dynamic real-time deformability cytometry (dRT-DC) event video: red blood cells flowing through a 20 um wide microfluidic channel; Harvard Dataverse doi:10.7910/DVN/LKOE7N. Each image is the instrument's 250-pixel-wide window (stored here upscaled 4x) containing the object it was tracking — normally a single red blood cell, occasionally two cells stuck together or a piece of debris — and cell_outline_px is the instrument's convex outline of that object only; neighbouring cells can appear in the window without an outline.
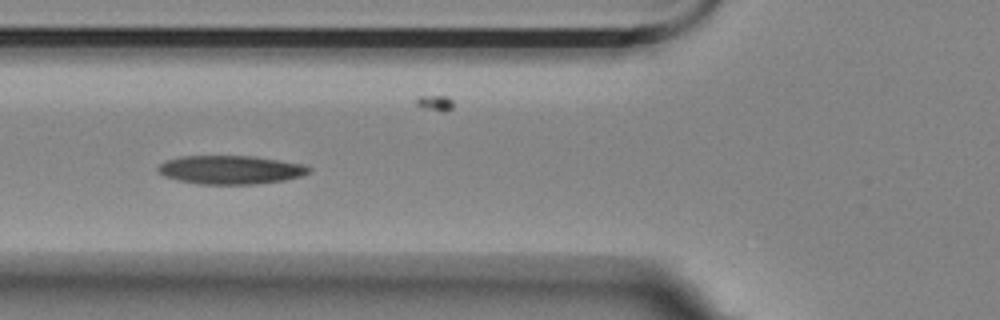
{"species": "Egyptian fruit bat (a non-hibernating species)", "species_latin": "Rousettus aegyptiacus", "temperature_condition": "room temperature", "stored_images_in_passage": 12, "camera_frame_rate_fps": 3000, "um_per_image_px": 0.085, "animal": {"sex": "female"}, "frame": {"image": 1, "passage_image": 2, "time_ms": 0.333, "image_size_px": [1000, 320], "cell_outline_px": [[312, 168], [308, 172], [300, 176], [284, 180], [256, 184], [200, 184], [180, 180], [164, 176], [156, 168], [164, 160], [180, 156], [252, 156], [304, 164]], "centroid_in_image_um": [19.58, 14.42], "position_along_channel_um": 106.2, "area_um2": 25.03}}
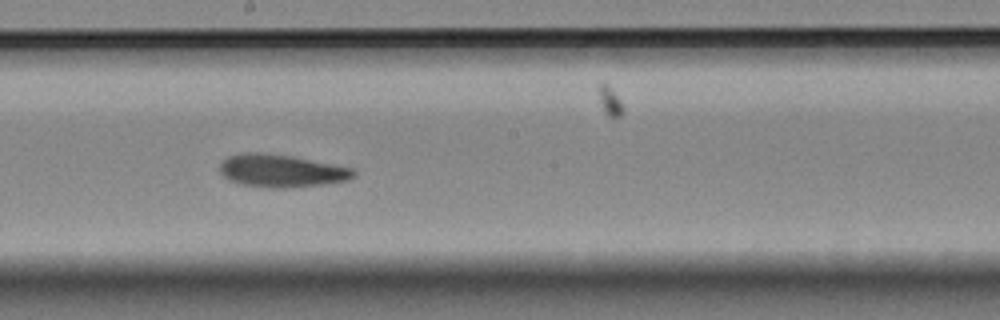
{"frame": {"image": 2, "passage_image": 5, "time_ms": 1.333, "image_size_px": [1000, 320], "cell_outline_px": [[356, 176], [348, 180], [324, 184], [292, 188], [268, 188], [240, 184], [224, 176], [220, 172], [220, 164], [228, 156], [244, 152], [260, 152], [292, 156], [352, 168], [356, 172]], "centroid_in_image_um": [23.92, 14.52], "position_along_channel_um": 224.3, "area_um2": 25.55}}
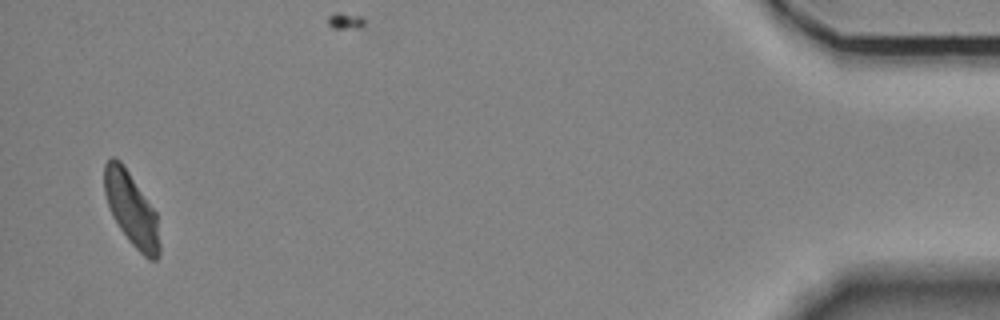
{"frame": {"image": 3, "passage_image": 11, "time_ms": 3.333, "image_size_px": [1000, 320], "cell_outline_px": [[160, 252], [156, 260], [148, 260], [128, 240], [112, 216], [104, 192], [104, 164], [112, 156], [120, 160], [156, 212], [160, 244]], "centroid_in_image_um": [11.17, 17.79], "position_along_channel_um": 424.0, "area_um2": 23.35}}